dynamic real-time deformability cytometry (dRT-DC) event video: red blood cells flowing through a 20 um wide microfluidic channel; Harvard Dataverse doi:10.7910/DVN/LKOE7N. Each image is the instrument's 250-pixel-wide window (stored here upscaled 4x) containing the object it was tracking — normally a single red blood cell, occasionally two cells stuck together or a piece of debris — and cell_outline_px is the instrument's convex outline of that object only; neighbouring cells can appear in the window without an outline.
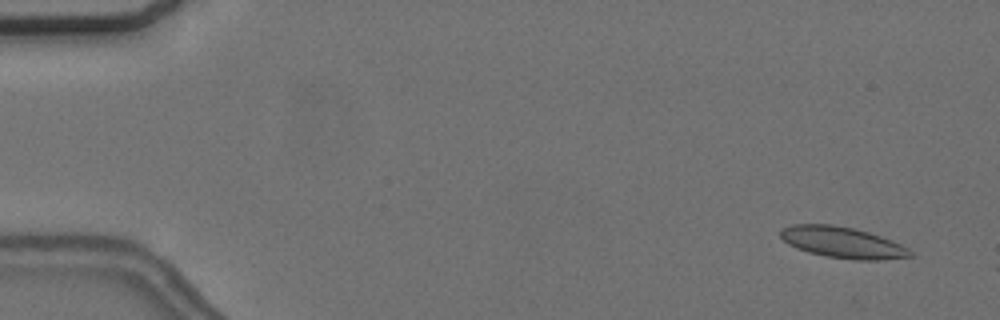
{"species": "common noctule bat (a hibernating species)", "species_latin": "Nyctalus noctula", "temperature_condition": "cold", "stored_images_in_passage": 12, "camera_frame_rate_fps": 3000, "um_per_image_px": 0.085, "animal": {"sex": "female", "body_mass_g": 24.6, "forearm_length_mm": 56.2}, "frame": {"image": 1, "passage_image": 4, "time_ms": 1.0, "image_size_px": [1000, 320], "cell_outline_px": [[916, 256], [880, 260], [856, 260], [824, 256], [808, 252], [796, 248], [788, 244], [780, 236], [780, 228], [792, 224], [832, 224], [852, 228], [868, 232], [880, 236], [900, 244], [908, 248]], "centroid_in_image_um": [71.6, 20.61], "position_along_channel_um": 13.4, "area_um2": 23.64}}